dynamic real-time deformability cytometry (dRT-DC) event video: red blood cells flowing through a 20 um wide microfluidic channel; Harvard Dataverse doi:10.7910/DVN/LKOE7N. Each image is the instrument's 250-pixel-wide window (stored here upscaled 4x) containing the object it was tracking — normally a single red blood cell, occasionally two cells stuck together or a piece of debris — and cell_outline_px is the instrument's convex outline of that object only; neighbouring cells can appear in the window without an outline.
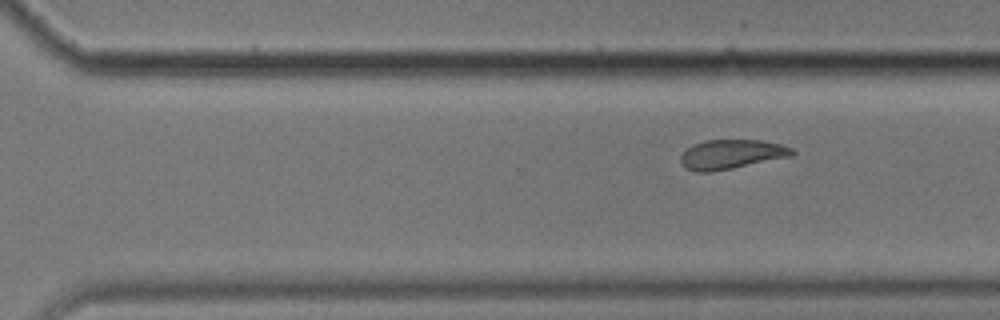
{"species": "common noctule bat (a hibernating species)", "species_latin": "Nyctalus noctula", "temperature_condition": "cold", "stored_images_in_passage": 9, "segment_of_instrument_passage": [2, 2], "camera_frame_rate_fps": 3000, "um_per_image_px": 0.085, "animal": {"sex": "male", "body_mass_g": 17.9}, "frame": {"image": 1, "passage_image": 9, "time_ms": 10.0, "image_size_px": [1000, 320], "cell_outline_px": [[796, 152], [792, 156], [732, 168], [708, 172], [696, 172], [684, 168], [680, 160], [680, 156], [692, 144], [708, 140], [760, 140], [780, 144], [792, 148]], "centroid_in_image_um": [62.15, 13.11], "position_along_channel_um": 308.4, "area_um2": 19.02}}